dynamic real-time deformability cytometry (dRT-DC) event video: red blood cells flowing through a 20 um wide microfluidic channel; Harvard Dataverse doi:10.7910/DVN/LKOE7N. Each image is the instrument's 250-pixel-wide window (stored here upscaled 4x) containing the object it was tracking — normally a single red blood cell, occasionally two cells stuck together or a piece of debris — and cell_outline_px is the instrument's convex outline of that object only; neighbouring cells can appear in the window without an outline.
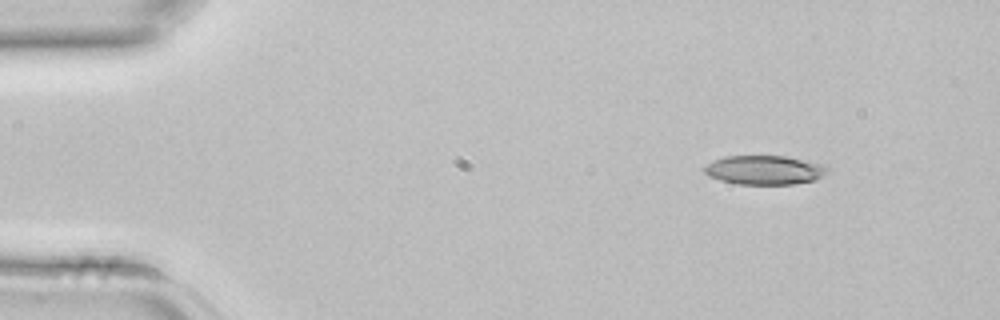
{"species": "common noctule bat (a hibernating species)", "species_latin": "Nyctalus noctula", "temperature_condition": "room temperature", "stored_images_in_passage": 3, "camera_frame_rate_fps": 3000, "um_per_image_px": 0.085, "animal": {"sex": "female", "body_mass_g": 22.7, "forearm_length_mm": 54.2}, "frame": {"image": 1, "passage_image": 1, "time_ms": 0.0, "image_size_px": [1000, 320], "cell_outline_px": [[828, 172], [816, 180], [792, 184], [740, 184], [720, 180], [708, 176], [704, 172], [704, 164], [712, 160], [724, 156], [788, 156], [824, 164], [828, 168]], "centroid_in_image_um": [64.97, 14.44], "position_along_channel_um": 20.0, "area_um2": 21.1}}
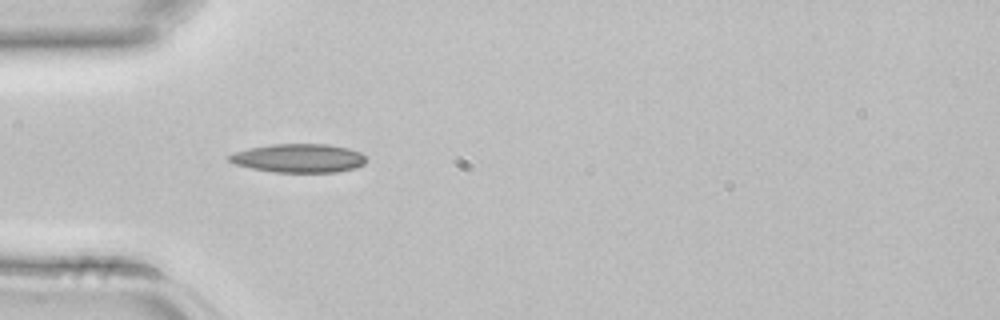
{"frame": {"image": 2, "passage_image": 3, "time_ms": 0.667, "image_size_px": [1000, 320], "cell_outline_px": [[368, 160], [364, 164], [356, 168], [336, 172], [272, 172], [252, 168], [236, 164], [228, 160], [224, 156], [232, 152], [248, 148], [272, 144], [328, 144], [348, 148], [360, 152]], "centroid_in_image_um": [25.37, 13.44], "position_along_channel_um": 59.6, "area_um2": 23.12}}